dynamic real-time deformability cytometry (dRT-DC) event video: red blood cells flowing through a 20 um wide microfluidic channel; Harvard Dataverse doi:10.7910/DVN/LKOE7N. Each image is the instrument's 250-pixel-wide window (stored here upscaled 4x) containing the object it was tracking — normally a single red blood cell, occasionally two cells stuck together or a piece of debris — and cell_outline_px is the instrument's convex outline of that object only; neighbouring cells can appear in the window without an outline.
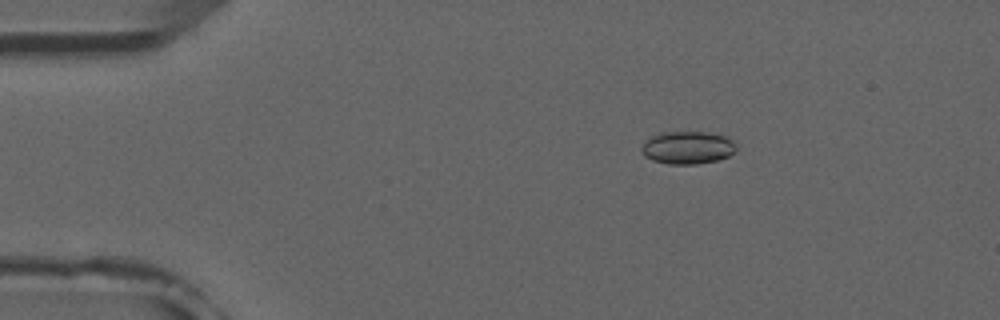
{"species": "common noctule bat (a hibernating species)", "species_latin": "Nyctalus noctula", "temperature_condition": "room temperature", "stored_images_in_passage": 5, "camera_frame_rate_fps": 3000, "um_per_image_px": 0.085, "animal": {"sex": "male", "forearm_length_mm": 52.5}, "frame": {"image": 1, "passage_image": 3, "time_ms": 2.667, "image_size_px": [1000, 320], "cell_outline_px": [[736, 148], [728, 156], [716, 160], [696, 164], [668, 164], [652, 160], [644, 156], [640, 148], [652, 136], [664, 132], [712, 132], [728, 136], [736, 144]], "centroid_in_image_um": [58.46, 12.54], "position_along_channel_um": 26.5, "area_um2": 18.03}}